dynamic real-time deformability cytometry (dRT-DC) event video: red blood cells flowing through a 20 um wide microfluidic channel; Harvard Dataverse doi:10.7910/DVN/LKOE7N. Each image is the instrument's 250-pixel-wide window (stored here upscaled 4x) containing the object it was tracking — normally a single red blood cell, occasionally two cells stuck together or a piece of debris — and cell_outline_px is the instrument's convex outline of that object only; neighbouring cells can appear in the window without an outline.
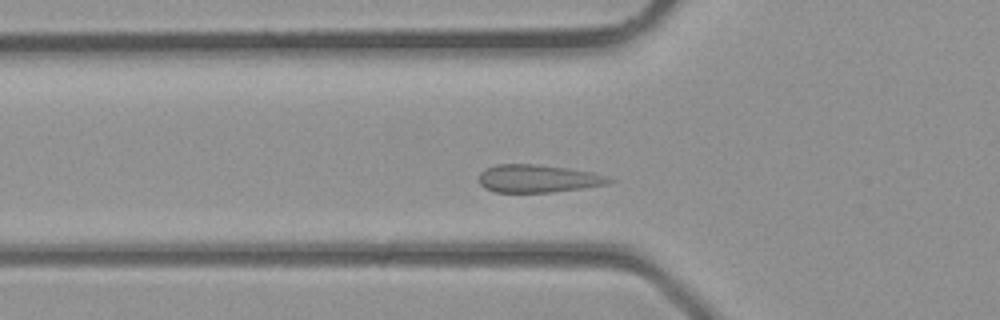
{"species": "common noctule bat (a hibernating species)", "species_latin": "Nyctalus noctula", "temperature_condition": "room temperature", "stored_images_in_passage": 29, "camera_frame_rate_fps": 3000, "um_per_image_px": 0.085, "animal": {"sex": "male", "body_mass_g": 23.1, "forearm_length_mm": 52.7}, "frame": {"image": 1, "passage_image": 2, "time_ms": 0.333, "image_size_px": [1000, 320], "cell_outline_px": [[616, 180], [608, 184], [584, 188], [552, 192], [496, 192], [484, 188], [480, 184], [480, 172], [484, 168], [496, 164], [536, 164], [568, 168], [592, 172], [608, 176]], "centroid_in_image_um": [45.75, 15.17], "position_along_channel_um": 80.1, "area_um2": 21.27}}
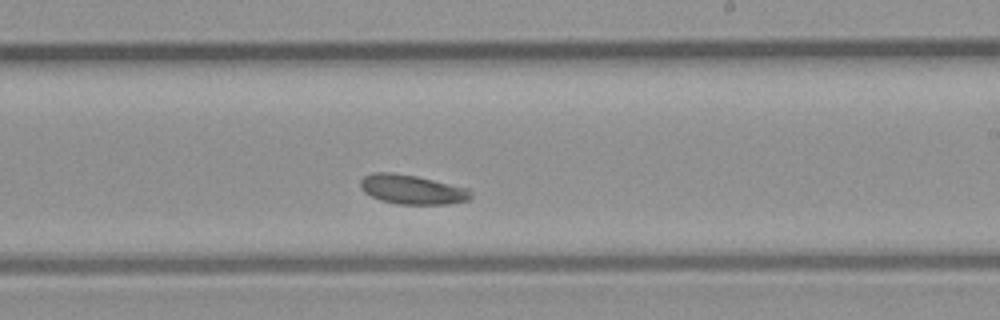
{"frame": {"image": 2, "passage_image": 12, "time_ms": 3.667, "image_size_px": [1000, 320], "cell_outline_px": [[472, 196], [468, 200], [448, 204], [396, 204], [380, 200], [364, 192], [360, 188], [360, 180], [364, 176], [372, 172], [392, 172], [416, 176], [468, 188], [472, 192]], "centroid_in_image_um": [35.01, 16.1], "position_along_channel_um": 254.0, "area_um2": 18.96}}
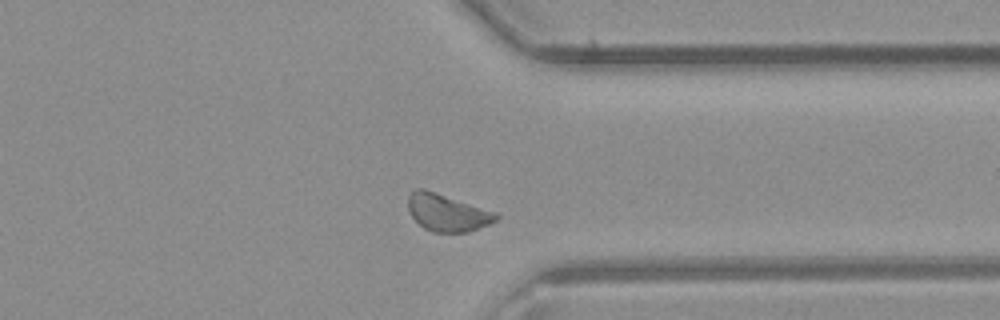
{"frame": {"image": 3, "passage_image": 19, "time_ms": 6.0, "image_size_px": [1000, 320], "cell_outline_px": [[500, 216], [496, 220], [488, 224], [468, 232], [432, 232], [424, 228], [412, 216], [408, 208], [408, 196], [416, 188], [424, 188], [496, 212]], "centroid_in_image_um": [38.0, 18.07], "position_along_channel_um": 373.4, "area_um2": 18.9}}